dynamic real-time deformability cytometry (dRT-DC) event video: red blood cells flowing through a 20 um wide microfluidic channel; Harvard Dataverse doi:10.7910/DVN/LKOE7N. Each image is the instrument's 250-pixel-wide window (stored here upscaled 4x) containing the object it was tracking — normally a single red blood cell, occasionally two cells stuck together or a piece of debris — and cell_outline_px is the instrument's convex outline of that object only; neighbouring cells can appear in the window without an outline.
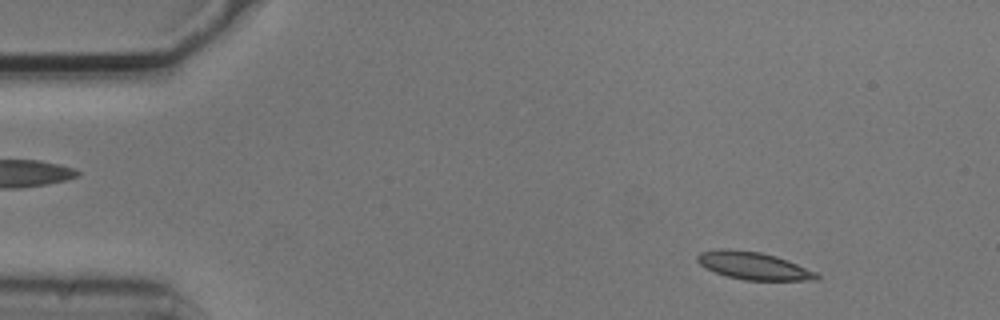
{"species": "common noctule bat (a hibernating species)", "species_latin": "Nyctalus noctula", "temperature_condition": "cold", "stored_images_in_passage": 3, "camera_frame_rate_fps": 3000, "um_per_image_px": 0.085, "animal": {"sex": "male", "body_mass_g": 20.5, "forearm_length_mm": 52.5}, "frame": {"image": 1, "passage_image": 1, "time_ms": 0.0, "image_size_px": [1000, 320], "cell_outline_px": [[820, 280], [748, 280], [728, 276], [716, 272], [700, 264], [696, 260], [696, 256], [700, 252], [720, 248], [728, 248], [760, 252], [776, 256], [788, 260], [816, 272], [820, 276]], "centroid_in_image_um": [64.06, 22.57], "position_along_channel_um": 20.9, "area_um2": 19.07}}
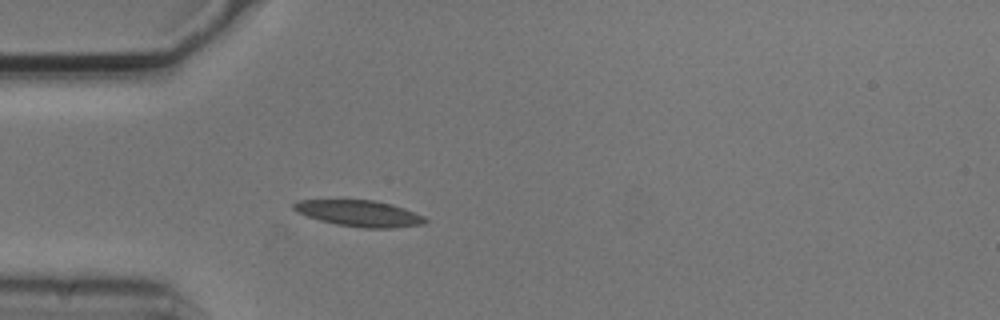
{"frame": {"image": 2, "passage_image": 3, "time_ms": 0.667, "image_size_px": [1000, 320], "cell_outline_px": [[428, 220], [424, 224], [392, 228], [360, 228], [336, 224], [320, 220], [296, 212], [292, 208], [292, 204], [296, 200], [376, 200], [392, 204], [404, 208], [424, 216]], "centroid_in_image_um": [30.54, 18.13], "position_along_channel_um": 54.5, "area_um2": 20.17}}